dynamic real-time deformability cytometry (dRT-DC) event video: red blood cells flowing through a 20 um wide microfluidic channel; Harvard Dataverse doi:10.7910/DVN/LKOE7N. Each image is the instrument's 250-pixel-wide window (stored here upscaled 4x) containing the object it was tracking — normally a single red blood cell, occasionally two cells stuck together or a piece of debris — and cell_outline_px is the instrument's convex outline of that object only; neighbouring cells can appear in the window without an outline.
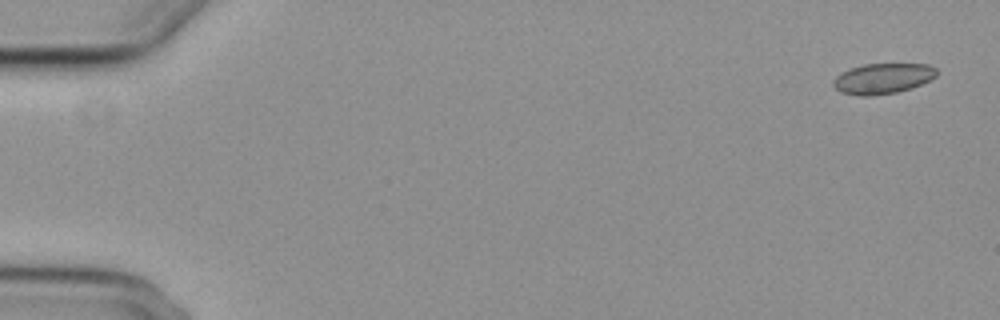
{"species": "common noctule bat (a hibernating species)", "species_latin": "Nyctalus noctula", "temperature_condition": "cold", "stored_images_in_passage": 6, "camera_frame_rate_fps": 3000, "um_per_image_px": 0.085, "animal": {"sex": "female", "body_mass_g": 29.2, "forearm_length_mm": 56.3}, "frame": {"image": 1, "passage_image": 1, "time_ms": 0.0, "image_size_px": [1000, 320], "cell_outline_px": [[936, 76], [920, 84], [896, 92], [872, 96], [856, 96], [840, 92], [832, 84], [832, 80], [840, 72], [848, 68], [864, 64], [928, 64], [936, 68]], "centroid_in_image_um": [74.96, 6.67], "position_along_channel_um": 10.0, "area_um2": 18.38}}
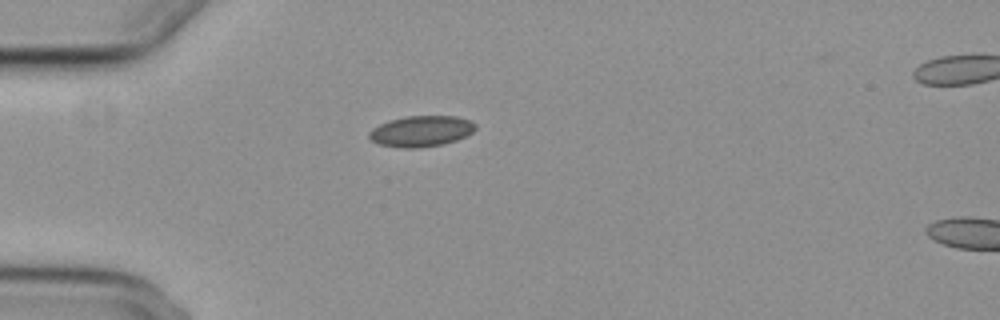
{"frame": {"image": 2, "passage_image": 5, "time_ms": 4.667, "image_size_px": [1000, 320], "cell_outline_px": [[476, 128], [472, 132], [456, 140], [444, 144], [416, 148], [400, 148], [380, 144], [372, 140], [368, 136], [368, 132], [372, 128], [388, 120], [408, 116], [456, 116], [472, 120], [476, 124]], "centroid_in_image_um": [35.8, 11.14], "position_along_channel_um": 49.2, "area_um2": 19.19}}